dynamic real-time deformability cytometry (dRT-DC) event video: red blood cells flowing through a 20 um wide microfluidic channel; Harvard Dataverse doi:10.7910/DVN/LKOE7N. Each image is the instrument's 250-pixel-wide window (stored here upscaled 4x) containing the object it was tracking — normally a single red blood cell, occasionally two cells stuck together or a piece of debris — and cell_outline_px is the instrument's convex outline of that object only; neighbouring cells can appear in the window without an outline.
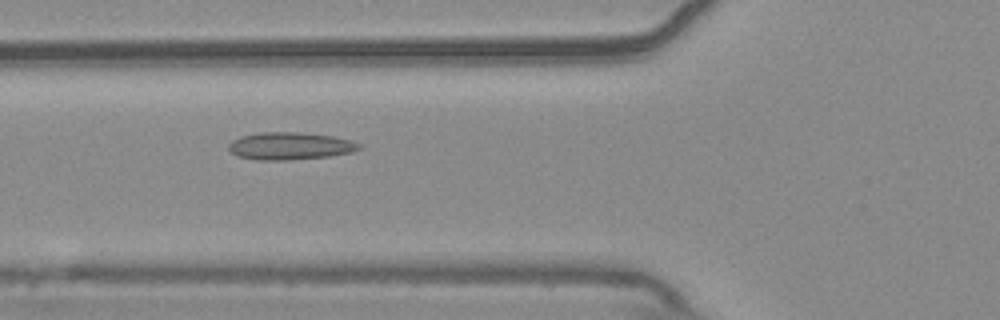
{"species": "common noctule bat (a hibernating species)", "species_latin": "Nyctalus noctula", "temperature_condition": "warm", "stored_images_in_passage": 51, "camera_frame_rate_fps": 3000, "um_per_image_px": 0.085, "animal": {"sex": "male", "body_mass_g": 20.4}, "frame": {"image": 1, "passage_image": 16, "time_ms": 5.0, "image_size_px": [1000, 320], "cell_outline_px": [[364, 148], [352, 152], [328, 156], [288, 160], [260, 160], [236, 156], [228, 148], [228, 144], [232, 140], [240, 136], [260, 132], [296, 132], [332, 136], [352, 140], [360, 144]], "centroid_in_image_um": [24.65, 12.4], "position_along_channel_um": 101.1, "area_um2": 20.92}}
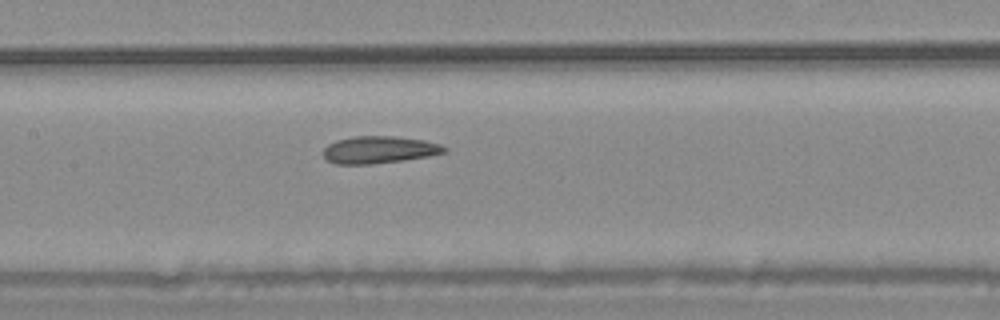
{"frame": {"image": 2, "passage_image": 22, "time_ms": 7.0, "image_size_px": [1000, 320], "cell_outline_px": [[448, 152], [428, 156], [404, 160], [372, 164], [336, 164], [328, 160], [324, 156], [324, 148], [328, 144], [336, 140], [352, 136], [392, 136], [424, 140], [440, 144], [448, 148]], "centroid_in_image_um": [32.25, 12.73], "position_along_channel_um": 175.2, "area_um2": 19.25}}
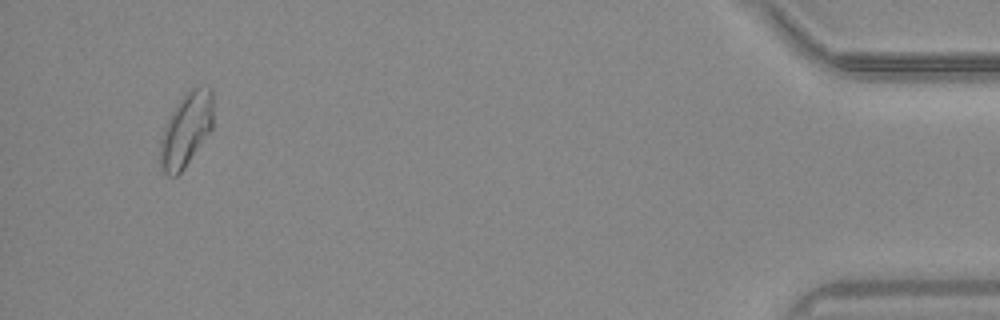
{"frame": {"image": 3, "passage_image": 48, "time_ms": 15.667, "image_size_px": [1000, 320], "cell_outline_px": [[212, 128], [184, 168], [176, 176], [168, 176], [160, 168], [160, 136], [176, 104], [192, 88], [212, 88]], "centroid_in_image_um": [15.79, 11.06], "position_along_channel_um": 419.4, "area_um2": 22.31}, "authors_computed_cell_mechanics": {"area_um2": 20.2878, "velocity_mm_per_s": 3.6859, "shape_relaxation_time_tau1_ms": null, "shape_relaxation_time_tau2_ms": 3.5511, "deformation_change_tau1": null, "deformation_change_tau2": 0.1013}}